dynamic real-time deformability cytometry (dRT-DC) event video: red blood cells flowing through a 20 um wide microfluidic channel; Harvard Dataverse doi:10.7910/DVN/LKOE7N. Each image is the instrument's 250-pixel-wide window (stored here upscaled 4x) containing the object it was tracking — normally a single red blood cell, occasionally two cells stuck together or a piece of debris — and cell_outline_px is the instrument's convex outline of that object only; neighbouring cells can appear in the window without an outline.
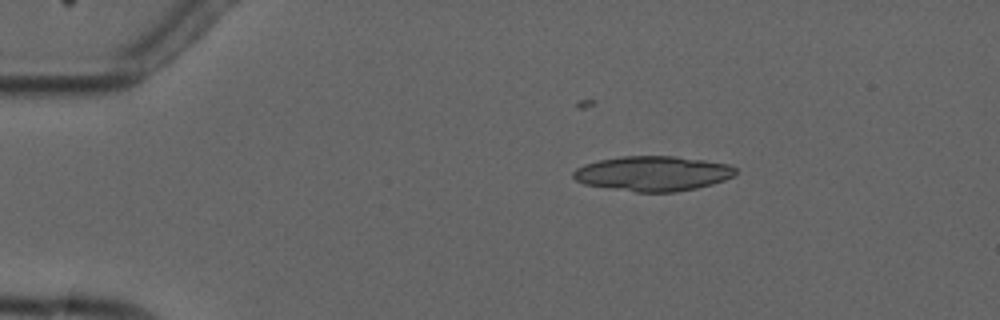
{"species": "common noctule bat (a hibernating species)", "species_latin": "Nyctalus noctula", "temperature_condition": "cold", "stored_images_in_passage": 2, "camera_frame_rate_fps": 3000, "um_per_image_px": 0.085, "animal": {"sex": "male", "forearm_length_mm": 52.5}, "frame": {"image": 1, "passage_image": 1, "time_ms": 0.0, "image_size_px": [1000, 320], "cell_outline_px": [[736, 172], [732, 176], [724, 180], [712, 184], [696, 188], [676, 192], [636, 192], [584, 184], [576, 180], [572, 176], [572, 172], [576, 168], [584, 164], [600, 160], [620, 156], [676, 156], [732, 164], [736, 168]], "centroid_in_image_um": [55.5, 14.74], "position_along_channel_um": 29.5, "area_um2": 33.12}}